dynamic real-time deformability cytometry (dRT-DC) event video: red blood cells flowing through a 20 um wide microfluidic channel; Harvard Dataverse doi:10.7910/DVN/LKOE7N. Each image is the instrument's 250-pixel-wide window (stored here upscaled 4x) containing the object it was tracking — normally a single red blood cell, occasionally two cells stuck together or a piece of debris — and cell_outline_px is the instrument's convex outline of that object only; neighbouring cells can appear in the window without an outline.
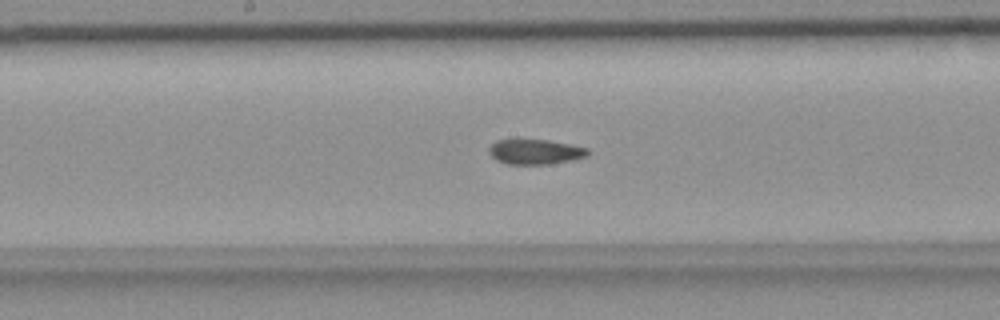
{"species": "common noctule bat (a hibernating species)", "species_latin": "Nyctalus noctula", "temperature_condition": "room temperature", "stored_images_in_passage": 55, "camera_frame_rate_fps": 3000, "um_per_image_px": 0.085, "animal": {"sex": "female", "body_mass_g": 18.4}, "frame": {"image": 1, "passage_image": 27, "time_ms": 8.667, "image_size_px": [1000, 320], "cell_outline_px": [[592, 152], [588, 156], [572, 160], [548, 164], [508, 164], [496, 160], [488, 152], [488, 148], [496, 140], [548, 140], [572, 144], [588, 148]], "centroid_in_image_um": [45.54, 12.9], "position_along_channel_um": 202.7, "area_um2": 14.51}}
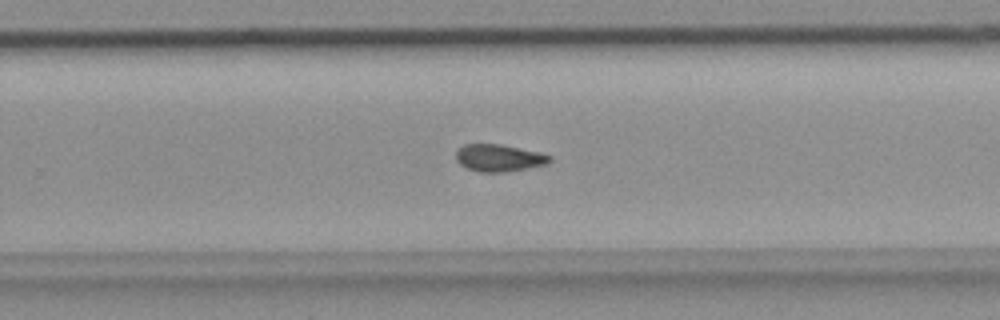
{"frame": {"image": 2, "passage_image": 34, "time_ms": 11.0, "image_size_px": [1000, 320], "cell_outline_px": [[552, 160], [548, 164], [504, 172], [476, 172], [460, 164], [456, 160], [456, 152], [464, 144], [500, 144], [540, 152], [552, 156]], "centroid_in_image_um": [42.43, 13.42], "position_along_channel_um": 287.4, "area_um2": 14.85}}
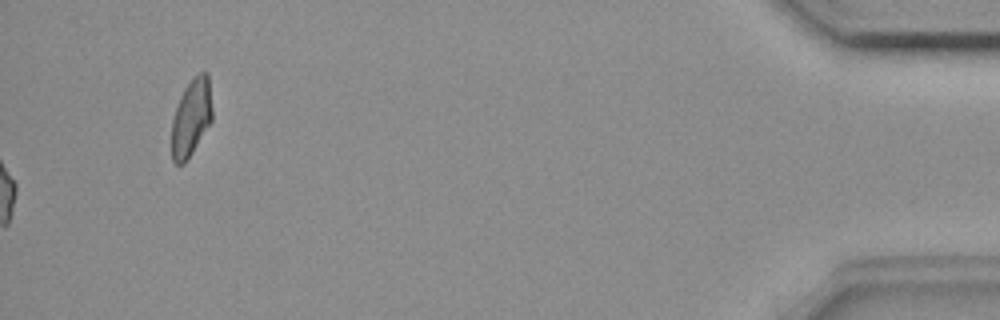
{"frame": {"image": 3, "passage_image": 55, "time_ms": 18.0, "image_size_px": [1000, 320], "cell_outline_px": [[212, 120], [192, 152], [184, 164], [176, 164], [172, 160], [172, 120], [180, 96], [184, 88], [200, 72], [208, 72], [212, 108]], "centroid_in_image_um": [16.26, 9.99], "position_along_channel_um": 418.9, "area_um2": 18.03}, "authors_computed_cell_mechanics": {"area_um2": 15.1436, "velocity_mm_per_s": 3.6468, "shape_relaxation_time_tau1_ms": null, "shape_relaxation_time_tau2_ms": 3.5135, "deformation_change_tau1": null, "deformation_change_tau2": 0.0708}}